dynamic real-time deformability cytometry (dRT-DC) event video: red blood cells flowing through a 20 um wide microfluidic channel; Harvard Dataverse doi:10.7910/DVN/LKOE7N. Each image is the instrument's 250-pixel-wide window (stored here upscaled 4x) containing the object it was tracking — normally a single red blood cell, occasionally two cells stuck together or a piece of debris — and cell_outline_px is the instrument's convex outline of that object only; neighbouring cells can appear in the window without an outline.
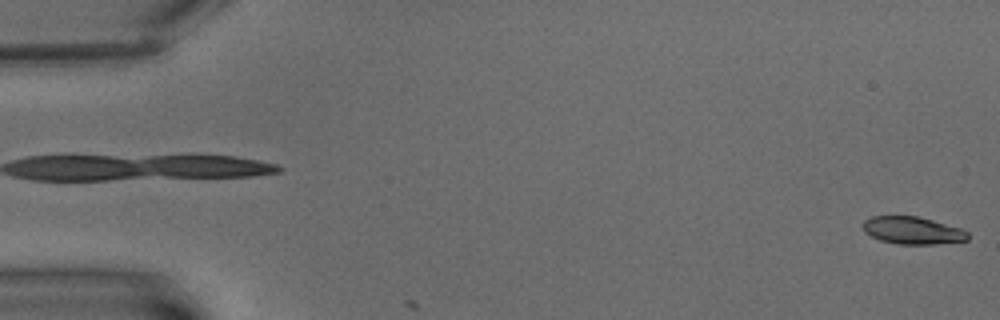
{"species": "common noctule bat (a hibernating species)", "species_latin": "Nyctalus noctula", "temperature_condition": "warm", "stored_images_in_passage": 5, "camera_frame_rate_fps": 3000, "um_per_image_px": 0.085, "animal": {"sex": "male", "body_mass_g": 15.6}, "frame": {"image": 1, "passage_image": 5, "time_ms": 5.0, "image_size_px": [1000, 320], "cell_outline_px": [[968, 240], [936, 244], [900, 244], [880, 240], [864, 232], [860, 224], [864, 220], [872, 216], [916, 216], [932, 220], [960, 228], [968, 232]], "centroid_in_image_um": [77.53, 19.58], "position_along_channel_um": 7.5, "area_um2": 16.76}}